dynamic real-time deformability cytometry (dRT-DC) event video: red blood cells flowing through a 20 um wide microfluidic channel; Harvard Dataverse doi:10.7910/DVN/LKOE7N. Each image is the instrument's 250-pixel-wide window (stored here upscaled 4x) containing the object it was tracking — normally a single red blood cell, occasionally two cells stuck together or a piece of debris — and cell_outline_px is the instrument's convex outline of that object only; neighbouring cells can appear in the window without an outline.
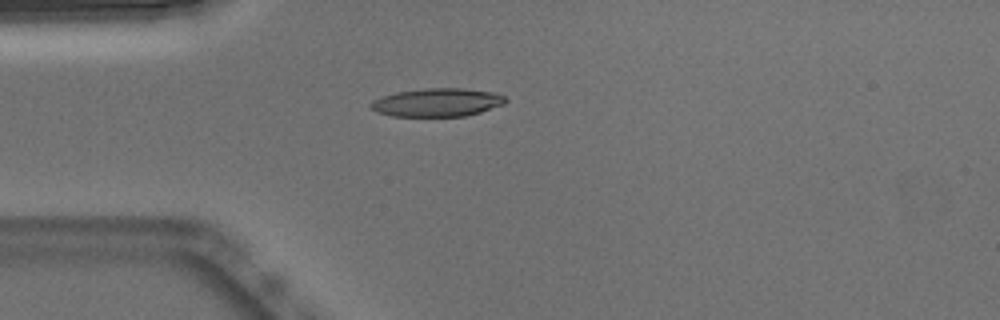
{"species": "Egyptian fruit bat (a non-hibernating species)", "species_latin": "Rousettus aegyptiacus", "temperature_condition": "warm", "stored_images_in_passage": 39, "camera_frame_rate_fps": 3000, "um_per_image_px": 0.085, "animal": {"sex": "male"}, "frame": {"image": 1, "passage_image": 1, "time_ms": 0.0, "image_size_px": [1000, 320], "cell_outline_px": [[508, 100], [504, 104], [480, 112], [464, 116], [392, 116], [376, 112], [368, 104], [372, 100], [396, 92], [428, 88], [464, 88], [496, 92], [504, 96]], "centroid_in_image_um": [37.18, 8.7], "position_along_channel_um": 47.8, "area_um2": 22.25}}
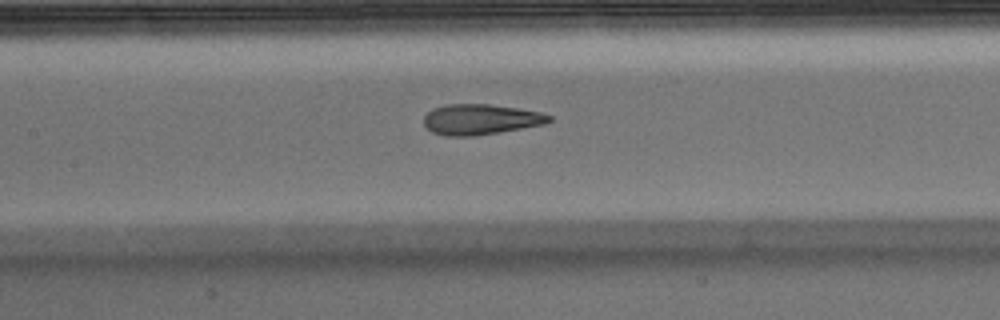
{"frame": {"image": 2, "passage_image": 11, "time_ms": 3.333, "image_size_px": [1000, 320], "cell_outline_px": [[552, 120], [544, 124], [472, 136], [444, 136], [432, 132], [424, 124], [424, 116], [432, 108], [448, 104], [488, 104], [520, 108], [540, 112], [552, 116]], "centroid_in_image_um": [40.83, 10.14], "position_along_channel_um": 166.6, "area_um2": 22.14}}
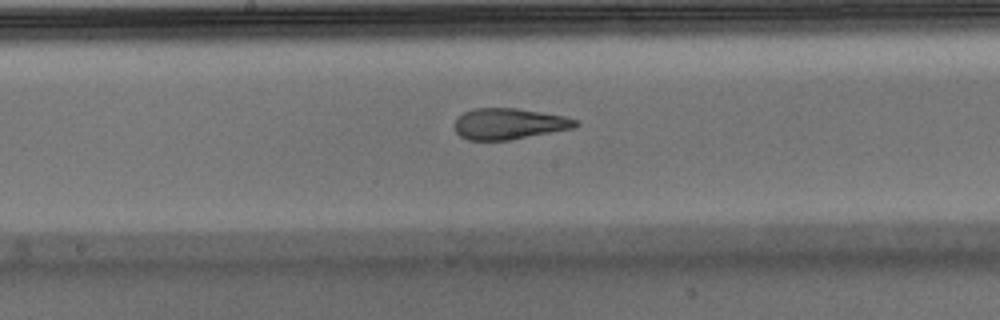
{"frame": {"image": 3, "passage_image": 14, "time_ms": 4.333, "image_size_px": [1000, 320], "cell_outline_px": [[580, 124], [572, 128], [508, 140], [468, 140], [460, 136], [456, 132], [456, 120], [464, 112], [476, 108], [516, 108], [564, 116], [576, 120]], "centroid_in_image_um": [43.25, 10.52], "position_along_channel_um": 204.9, "area_um2": 21.5}, "authors_computed_cell_mechanics": {"area_um2": 23.12, "velocity_mm_per_s": 3.8514, "shape_relaxation_time_tau1_ms": 9.0336, "shape_relaxation_time_tau2_ms": 1.4278, "deformation_change_tau1": 0.2867, "deformation_change_tau2": 0.1057}}